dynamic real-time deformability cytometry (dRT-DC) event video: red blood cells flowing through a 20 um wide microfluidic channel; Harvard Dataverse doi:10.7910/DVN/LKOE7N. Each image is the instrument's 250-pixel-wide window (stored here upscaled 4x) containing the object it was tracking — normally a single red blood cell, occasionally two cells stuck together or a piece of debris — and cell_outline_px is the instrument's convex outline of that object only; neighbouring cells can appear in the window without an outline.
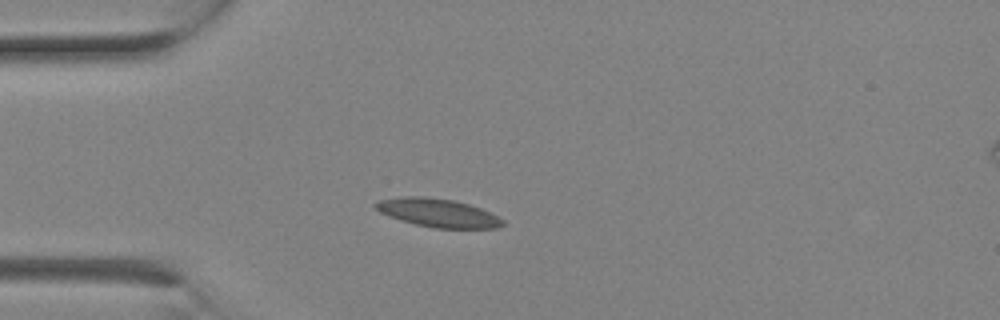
{"species": "Egyptian fruit bat (a non-hibernating species)", "species_latin": "Rousettus aegyptiacus", "temperature_condition": "room temperature", "stored_images_in_passage": 2, "camera_frame_rate_fps": 3000, "um_per_image_px": 0.085, "animal": {"sex": "female"}, "frame": {"image": 1, "passage_image": 1, "time_ms": 0.0, "image_size_px": [1000, 320], "cell_outline_px": [[504, 224], [496, 228], [432, 228], [400, 220], [388, 216], [380, 212], [372, 204], [376, 200], [400, 196], [424, 196], [452, 200], [468, 204], [480, 208], [504, 220]], "centroid_in_image_um": [37.15, 18.08], "position_along_channel_um": 47.9, "area_um2": 21.04}}